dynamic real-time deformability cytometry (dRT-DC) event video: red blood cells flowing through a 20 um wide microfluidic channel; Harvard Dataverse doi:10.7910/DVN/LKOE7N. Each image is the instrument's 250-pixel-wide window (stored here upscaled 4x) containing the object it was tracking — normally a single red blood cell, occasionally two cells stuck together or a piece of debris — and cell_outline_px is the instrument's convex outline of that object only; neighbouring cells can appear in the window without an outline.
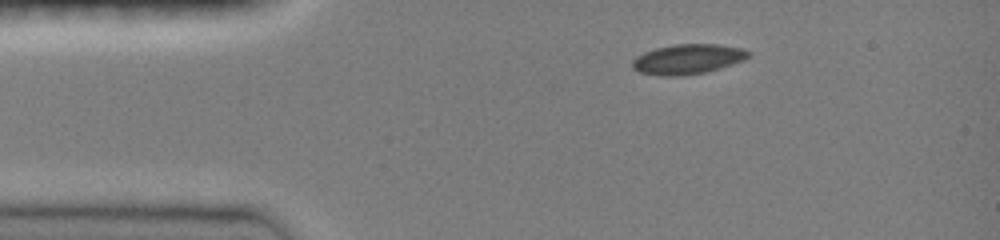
{"species": "common noctule bat (a hibernating species)", "species_latin": "Nyctalus noctula", "temperature_condition": "room temperature", "stored_images_in_passage": 4, "camera_frame_rate_fps": 3000, "um_per_image_px": 0.085, "animal": {"sex": "female", "body_mass_g": 19.0, "forearm_length_mm": 51.5}, "frame": {"image": 1, "passage_image": 1, "time_ms": 0.0, "image_size_px": [1000, 240], "cell_outline_px": [[752, 52], [744, 60], [720, 68], [704, 72], [680, 76], [664, 76], [640, 72], [632, 68], [632, 60], [636, 56], [644, 52], [656, 48], [676, 44], [716, 44], [744, 48]], "centroid_in_image_um": [58.46, 5.02], "position_along_channel_um": 26.5, "area_um2": 20.23}}
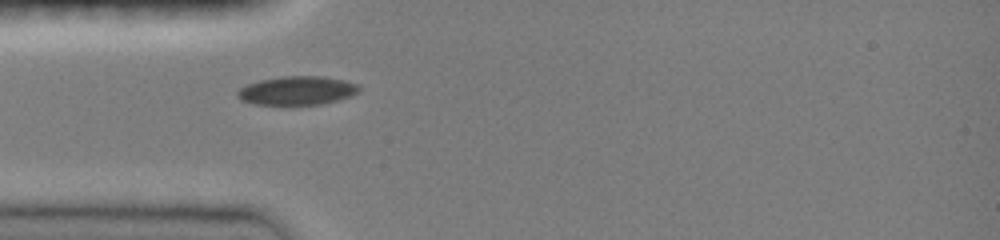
{"frame": {"image": 2, "passage_image": 3, "time_ms": 2.0, "image_size_px": [1000, 240], "cell_outline_px": [[360, 92], [352, 96], [324, 104], [252, 104], [236, 96], [236, 92], [240, 88], [248, 84], [260, 80], [280, 76], [324, 76], [344, 80], [360, 84]], "centroid_in_image_um": [25.31, 7.69], "position_along_channel_um": 59.7, "area_um2": 20.46}}